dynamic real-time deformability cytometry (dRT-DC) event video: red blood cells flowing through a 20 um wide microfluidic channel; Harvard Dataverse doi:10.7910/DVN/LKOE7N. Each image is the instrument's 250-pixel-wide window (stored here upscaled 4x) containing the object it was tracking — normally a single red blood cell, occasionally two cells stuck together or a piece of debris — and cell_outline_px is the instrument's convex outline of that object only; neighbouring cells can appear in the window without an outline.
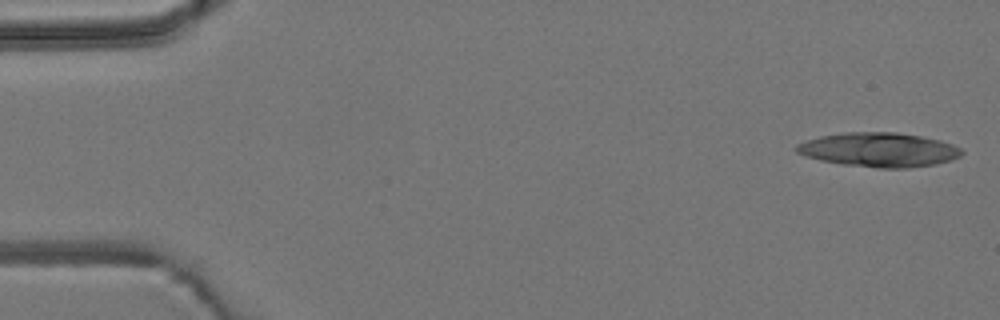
{"species": "common noctule bat (a hibernating species)", "species_latin": "Nyctalus noctula", "temperature_condition": "room temperature", "stored_images_in_passage": 54, "camera_frame_rate_fps": 3000, "um_per_image_px": 0.085, "animal": {"sex": "male", "body_mass_g": 19.2, "forearm_length_mm": 51.8}, "frame": {"image": 1, "passage_image": 1, "time_ms": 0.0, "image_size_px": [1000, 320], "cell_outline_px": [[964, 152], [960, 156], [952, 160], [936, 164], [908, 168], [876, 168], [840, 164], [820, 160], [796, 152], [796, 144], [820, 136], [844, 132], [896, 132], [920, 136], [940, 140], [952, 144], [960, 148]], "centroid_in_image_um": [74.73, 12.73], "position_along_channel_um": 10.3, "area_um2": 33.0}}
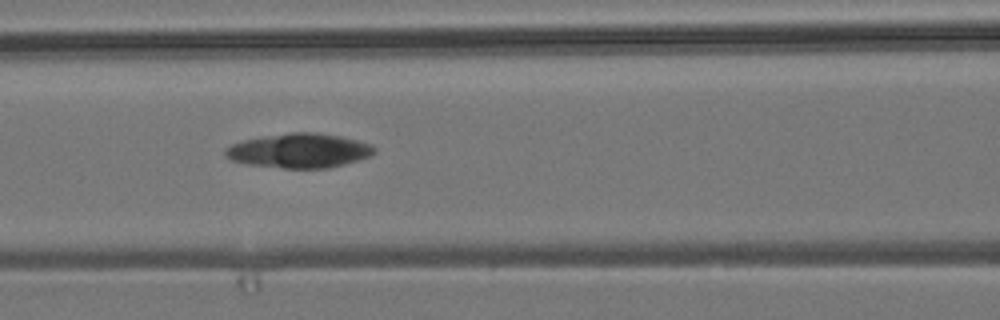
{"frame": {"image": 2, "passage_image": 23, "time_ms": 7.333, "image_size_px": [1000, 320], "cell_outline_px": [[376, 152], [368, 156], [344, 164], [328, 168], [284, 168], [248, 164], [232, 160], [224, 156], [224, 148], [232, 144], [244, 140], [264, 136], [292, 132], [316, 132], [340, 136], [372, 144], [376, 148]], "centroid_in_image_um": [25.42, 12.8], "position_along_channel_um": 141.2, "area_um2": 29.77}}
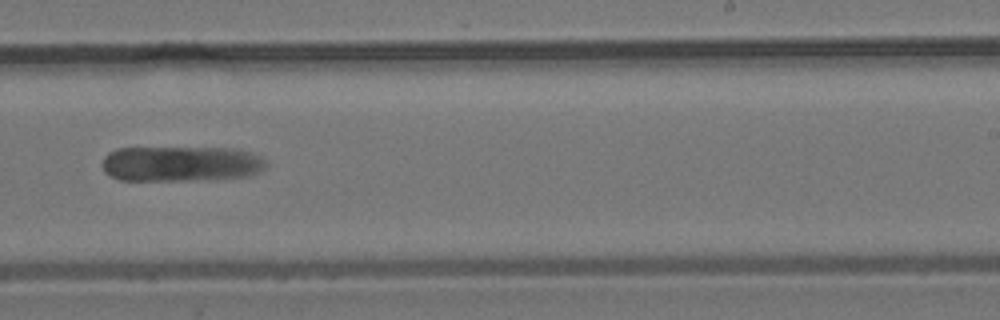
{"frame": {"image": 3, "passage_image": 34, "time_ms": 11.0, "image_size_px": [1000, 320], "cell_outline_px": [[268, 164], [264, 168], [248, 176], [196, 180], [120, 180], [108, 176], [104, 172], [100, 164], [104, 156], [108, 152], [116, 148], [236, 148], [260, 156]], "centroid_in_image_um": [15.31, 13.91], "position_along_channel_um": 273.7, "area_um2": 34.04}}